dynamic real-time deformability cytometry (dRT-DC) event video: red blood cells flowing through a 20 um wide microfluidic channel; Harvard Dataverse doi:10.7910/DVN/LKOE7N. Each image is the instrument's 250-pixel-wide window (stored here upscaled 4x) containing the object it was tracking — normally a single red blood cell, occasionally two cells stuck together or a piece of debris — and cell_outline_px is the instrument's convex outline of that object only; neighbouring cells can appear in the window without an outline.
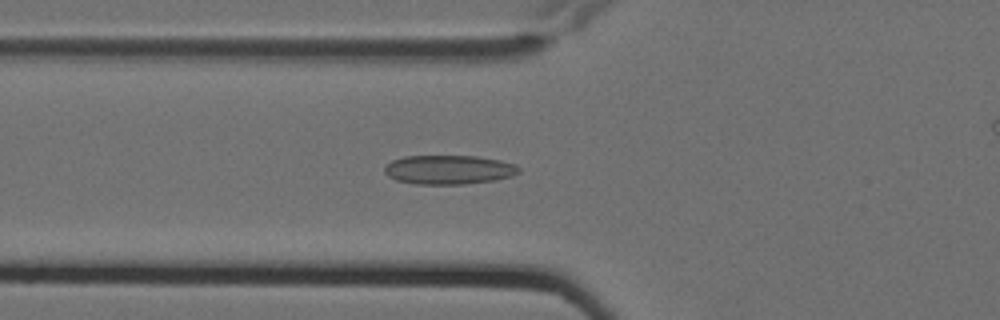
{"species": "Egyptian fruit bat (a non-hibernating species)", "species_latin": "Rousettus aegyptiacus", "temperature_condition": "cold", "stored_images_in_passage": 8, "segment_of_instrument_passage": [1, 2], "camera_frame_rate_fps": 3000, "um_per_image_px": 0.085, "animal": {"sex": "female"}, "frame": {"image": 1, "passage_image": 7, "time_ms": 2.0, "image_size_px": [1000, 320], "cell_outline_px": [[520, 172], [512, 176], [496, 180], [464, 184], [416, 184], [396, 180], [388, 176], [384, 172], [384, 164], [392, 160], [404, 156], [476, 156], [500, 160], [516, 164], [520, 168]], "centroid_in_image_um": [38.14, 14.42], "position_along_channel_um": 87.7, "area_um2": 23.0}}